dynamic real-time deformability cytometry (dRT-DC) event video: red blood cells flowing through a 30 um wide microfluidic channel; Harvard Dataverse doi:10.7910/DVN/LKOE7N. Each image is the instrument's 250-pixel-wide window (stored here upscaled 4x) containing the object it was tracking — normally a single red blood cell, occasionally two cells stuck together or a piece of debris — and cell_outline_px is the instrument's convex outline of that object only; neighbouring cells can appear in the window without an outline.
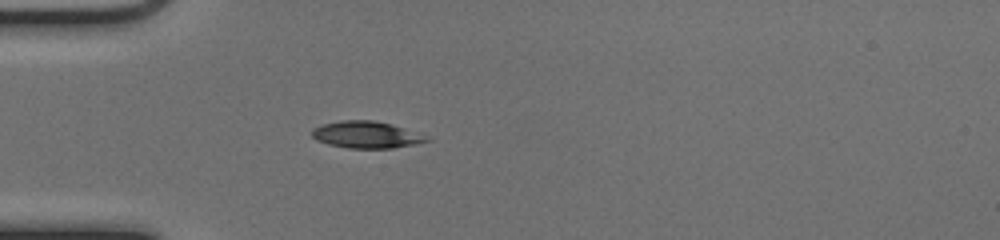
{"species": "common noctule bat (a hibernating species)", "species_latin": "Nyctalus noctula", "temperature_condition": "cold", "stored_images_in_passage": 37, "camera_frame_rate_fps": 3000, "um_per_image_px": 0.085, "animal": {"sex": "female", "body_mass_g": 17.0, "forearm_length_mm": 48.0}, "frame": {"image": 1, "passage_image": 1, "time_ms": 0.0, "image_size_px": [1000, 240], "cell_outline_px": [[432, 140], [392, 148], [348, 148], [328, 144], [316, 140], [312, 136], [312, 128], [320, 124], [340, 120], [372, 120], [392, 124]], "centroid_in_image_um": [31.02, 11.44], "position_along_channel_um": 54.0, "area_um2": 17.63}}
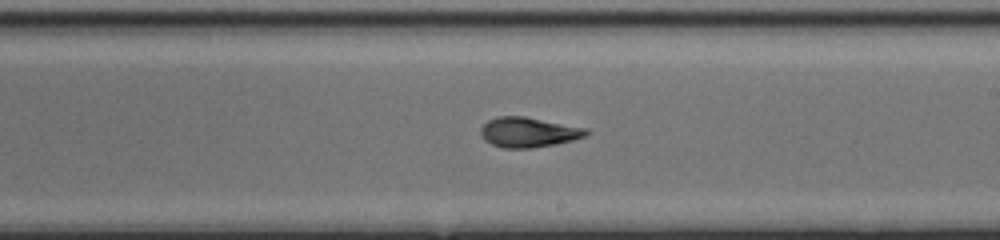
{"frame": {"image": 2, "passage_image": 16, "time_ms": 5.0, "image_size_px": [1000, 240], "cell_outline_px": [[588, 132], [584, 136], [572, 140], [556, 144], [532, 148], [504, 148], [492, 144], [484, 140], [480, 132], [480, 128], [488, 120], [500, 116], [524, 116], [584, 128]], "centroid_in_image_um": [44.86, 11.24], "position_along_channel_um": 244.1, "area_um2": 18.15}}
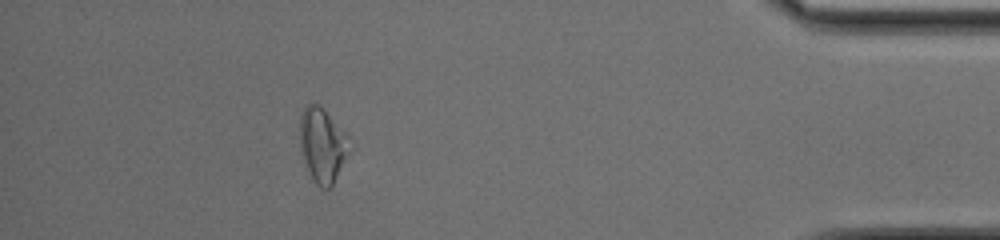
{"frame": {"image": 3, "passage_image": 32, "time_ms": 10.333, "image_size_px": [1000, 240], "cell_outline_px": [[348, 136], [344, 156], [332, 188], [320, 188], [308, 176], [300, 152], [300, 116], [304, 108], [308, 104], [320, 104]], "centroid_in_image_um": [27.32, 12.35], "position_along_channel_um": 407.9, "area_um2": 21.1}, "authors_computed_cell_mechanics": {"area_um2": 18.1492, "velocity_mm_per_s": 3.9995, "shape_relaxation_time_tau1_ms": 6.1602, "shape_relaxation_time_tau2_ms": 1.9058, "deformation_change_tau1": 0.2081, "deformation_change_tau2": 0.0903}}